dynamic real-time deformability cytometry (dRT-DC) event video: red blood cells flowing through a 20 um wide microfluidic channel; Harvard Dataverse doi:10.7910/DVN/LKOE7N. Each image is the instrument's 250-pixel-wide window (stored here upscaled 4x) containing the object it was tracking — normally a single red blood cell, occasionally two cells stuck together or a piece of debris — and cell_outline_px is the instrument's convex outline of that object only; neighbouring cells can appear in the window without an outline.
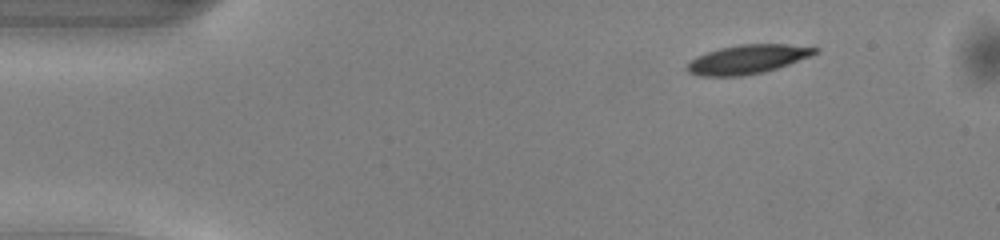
{"species": "common noctule bat (a hibernating species)", "species_latin": "Nyctalus noctula", "temperature_condition": "warm", "stored_images_in_passage": 45, "camera_frame_rate_fps": 3000, "um_per_image_px": 0.085, "animal": {"sex": "male", "body_mass_g": 13.0, "forearm_length_mm": 53.1}, "frame": {"image": 1, "passage_image": 1, "time_ms": 0.0, "image_size_px": [1000, 240], "cell_outline_px": [[820, 52], [788, 64], [764, 72], [744, 76], [700, 76], [688, 72], [684, 68], [696, 56], [720, 48], [740, 44], [788, 44], [820, 48]], "centroid_in_image_um": [63.54, 5.04], "position_along_channel_um": 21.5, "area_um2": 21.56}}
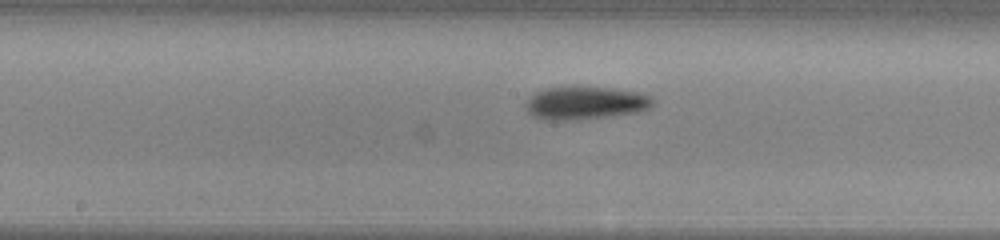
{"frame": {"image": 2, "passage_image": 20, "time_ms": 6.333, "image_size_px": [1000, 240], "cell_outline_px": [[652, 104], [648, 108], [636, 112], [612, 116], [568, 120], [544, 120], [532, 116], [524, 108], [524, 104], [536, 92], [544, 88], [568, 84], [612, 88], [636, 92], [652, 96]], "centroid_in_image_um": [49.68, 8.72], "position_along_channel_um": 198.5, "area_um2": 24.97}}
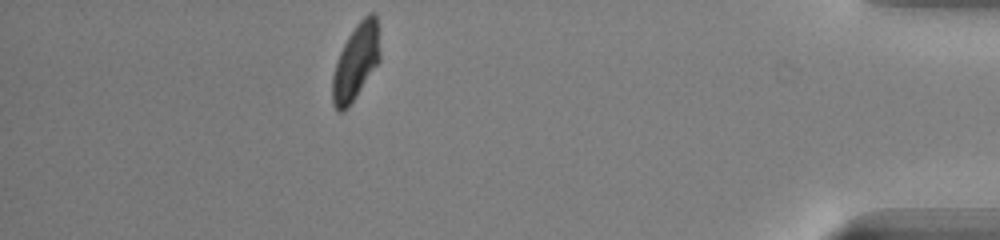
{"frame": {"image": 3, "passage_image": 39, "time_ms": 12.667, "image_size_px": [1000, 240], "cell_outline_px": [[380, 60], [348, 108], [344, 112], [340, 112], [332, 104], [332, 76], [340, 52], [348, 36], [356, 24], [368, 12], [376, 12], [380, 52]], "centroid_in_image_um": [30.25, 5.25], "position_along_channel_um": 405.0, "area_um2": 20.92}, "authors_computed_cell_mechanics": {"area_um2": 22.0796, "velocity_mm_per_s": 4.0843, "shape_relaxation_time_tau1_ms": 2.2249, "shape_relaxation_time_tau2_ms": 3.0916, "deformation_change_tau1": 0.1295, "deformation_change_tau2": 0.0905}}